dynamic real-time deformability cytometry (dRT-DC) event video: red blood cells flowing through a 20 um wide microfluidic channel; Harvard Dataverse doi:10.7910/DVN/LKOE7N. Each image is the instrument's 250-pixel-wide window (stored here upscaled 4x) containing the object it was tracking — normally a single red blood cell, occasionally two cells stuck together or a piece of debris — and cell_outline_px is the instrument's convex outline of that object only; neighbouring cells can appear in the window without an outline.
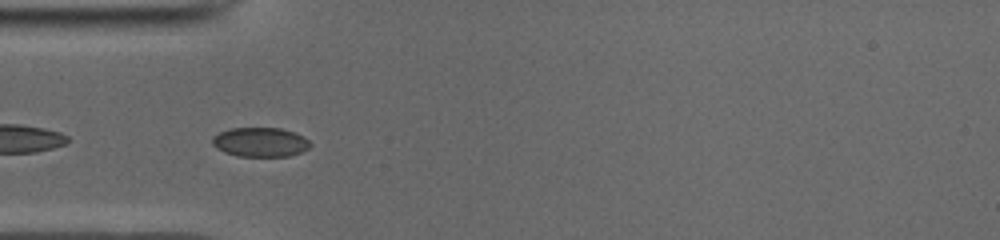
{"species": "common noctule bat (a hibernating species)", "species_latin": "Nyctalus noctula", "temperature_condition": "cold", "stored_images_in_passage": 50, "camera_frame_rate_fps": 3000, "um_per_image_px": 0.085, "animal": {"sex": "male", "body_mass_g": 19.0, "forearm_length_mm": 50.8}, "frame": {"image": 1, "passage_image": 15, "time_ms": 4.667, "image_size_px": [1000, 240], "cell_outline_px": [[312, 144], [308, 148], [300, 152], [288, 156], [236, 156], [224, 152], [216, 148], [212, 144], [212, 136], [228, 128], [280, 128], [296, 132], [304, 136]], "centroid_in_image_um": [22.11, 12.07], "position_along_channel_um": 62.9, "area_um2": 16.88}}
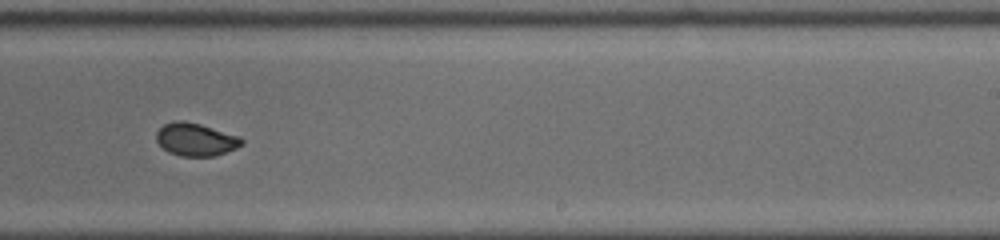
{"frame": {"image": 2, "passage_image": 31, "time_ms": 10.0, "image_size_px": [1000, 240], "cell_outline_px": [[244, 144], [236, 148], [216, 156], [180, 156], [168, 152], [156, 140], [156, 132], [164, 124], [176, 120], [184, 120], [200, 124], [240, 136], [244, 140]], "centroid_in_image_um": [16.65, 11.85], "position_along_channel_um": 272.3, "area_um2": 16.42}}
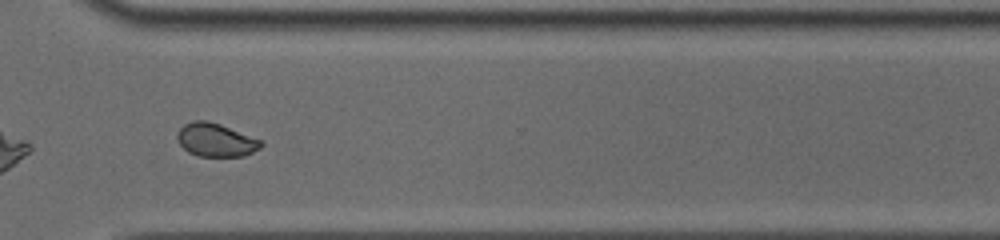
{"frame": {"image": 3, "passage_image": 37, "time_ms": 12.0, "image_size_px": [1000, 240], "cell_outline_px": [[264, 144], [260, 148], [244, 156], [200, 156], [188, 152], [180, 144], [176, 136], [180, 128], [184, 124], [192, 120], [208, 120], [220, 124], [260, 140]], "centroid_in_image_um": [18.32, 11.89], "position_along_channel_um": 352.3, "area_um2": 16.13}}